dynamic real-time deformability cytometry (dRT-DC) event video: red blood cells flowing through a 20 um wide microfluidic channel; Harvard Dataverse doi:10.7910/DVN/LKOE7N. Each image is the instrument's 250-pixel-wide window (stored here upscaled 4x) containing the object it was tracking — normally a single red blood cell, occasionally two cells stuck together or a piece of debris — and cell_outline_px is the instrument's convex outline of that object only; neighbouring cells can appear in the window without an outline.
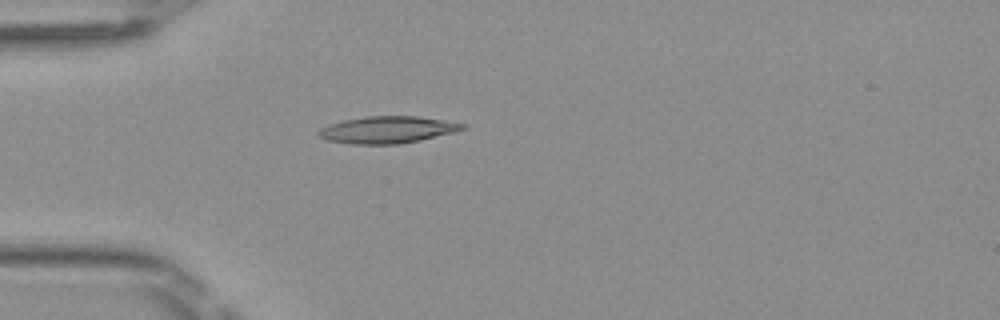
{"species": "Egyptian fruit bat (a non-hibernating species)", "species_latin": "Rousettus aegyptiacus", "temperature_condition": "room temperature", "stored_images_in_passage": 36, "camera_frame_rate_fps": 3000, "um_per_image_px": 0.085, "frame": {"image": 1, "passage_image": 1, "time_ms": 0.0, "image_size_px": [1000, 320], "cell_outline_px": [[464, 128], [452, 132], [420, 140], [396, 144], [352, 144], [328, 140], [320, 136], [316, 132], [320, 128], [328, 124], [344, 120], [364, 116], [416, 116], [464, 124]], "centroid_in_image_um": [32.84, 11.02], "position_along_channel_um": 52.2, "area_um2": 22.2}}
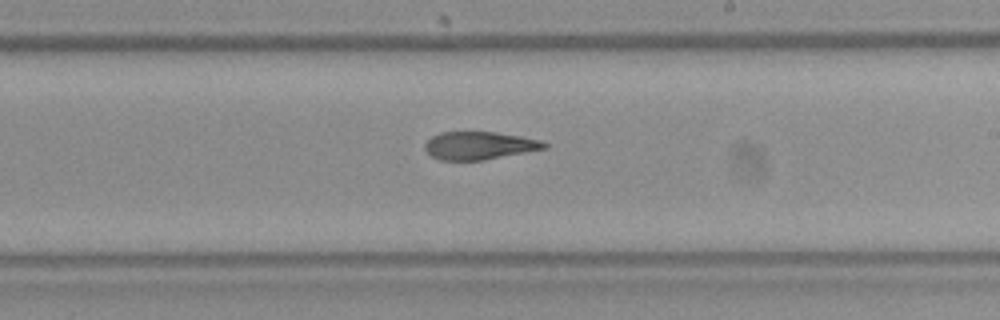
{"frame": {"image": 2, "passage_image": 16, "time_ms": 5.0, "image_size_px": [1000, 320], "cell_outline_px": [[548, 148], [484, 160], [440, 160], [432, 156], [424, 148], [424, 144], [432, 136], [440, 132], [496, 132], [520, 136], [540, 140], [548, 144]], "centroid_in_image_um": [40.75, 12.37], "position_along_channel_um": 248.3, "area_um2": 19.36}}
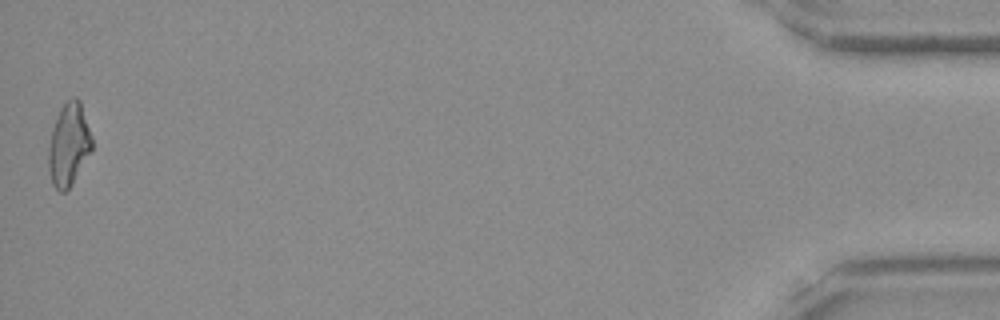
{"frame": {"image": 3, "passage_image": 36, "time_ms": 11.667, "image_size_px": [1000, 320], "cell_outline_px": [[92, 148], [72, 184], [64, 192], [60, 192], [52, 184], [48, 168], [48, 148], [52, 128], [56, 116], [64, 100], [72, 96], [76, 96], [80, 100], [92, 136]], "centroid_in_image_um": [5.83, 12.23], "position_along_channel_um": 429.4, "area_um2": 21.1}, "authors_computed_cell_mechanics": {"area_um2": 20.7791, "velocity_mm_per_s": 4.1163, "shape_relaxation_time_tau1_ms": 8.8061, "shape_relaxation_time_tau2_ms": 3.8633, "deformation_change_tau1": 0.2509, "deformation_change_tau2": 0.1364}}